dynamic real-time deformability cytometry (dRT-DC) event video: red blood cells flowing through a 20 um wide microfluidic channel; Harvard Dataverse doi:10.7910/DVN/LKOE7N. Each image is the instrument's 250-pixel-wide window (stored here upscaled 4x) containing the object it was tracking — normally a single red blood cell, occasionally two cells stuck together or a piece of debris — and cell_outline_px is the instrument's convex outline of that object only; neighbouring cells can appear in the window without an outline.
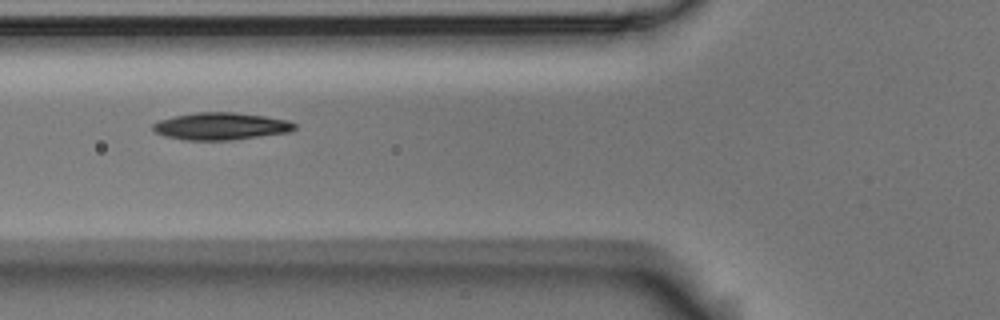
{"species": "Egyptian fruit bat (a non-hibernating species)", "species_latin": "Rousettus aegyptiacus", "temperature_condition": "room temperature", "stored_images_in_passage": 11, "camera_frame_rate_fps": 3000, "um_per_image_px": 0.085, "animal": {"sex": "male"}, "frame": {"image": 1, "passage_image": 6, "time_ms": 1.667, "image_size_px": [1000, 320], "cell_outline_px": [[296, 128], [288, 132], [232, 140], [184, 140], [164, 136], [156, 132], [152, 128], [152, 124], [160, 120], [176, 116], [196, 112], [236, 112], [264, 116], [288, 120], [296, 124]], "centroid_in_image_um": [18.77, 10.73], "position_along_channel_um": 107.0, "area_um2": 22.43}}
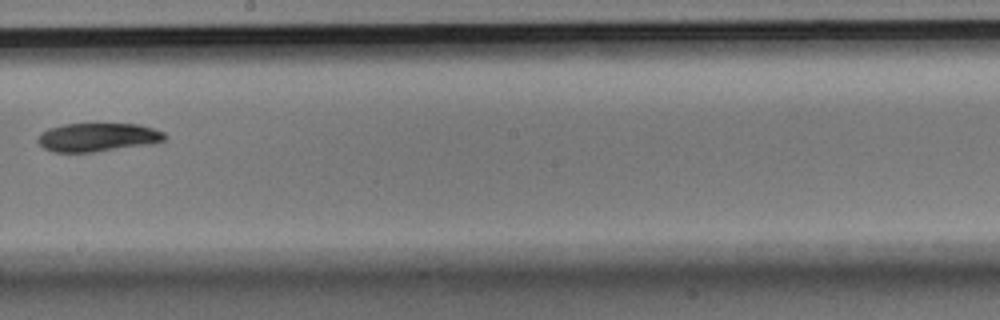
{"frame": {"image": 2, "passage_image": 9, "time_ms": 2.667, "image_size_px": [1000, 320], "cell_outline_px": [[168, 136], [164, 140], [148, 144], [92, 152], [52, 152], [44, 148], [36, 140], [40, 132], [48, 128], [64, 124], [140, 124], [164, 132]], "centroid_in_image_um": [8.27, 11.66], "position_along_channel_um": 239.9, "area_um2": 21.04}}
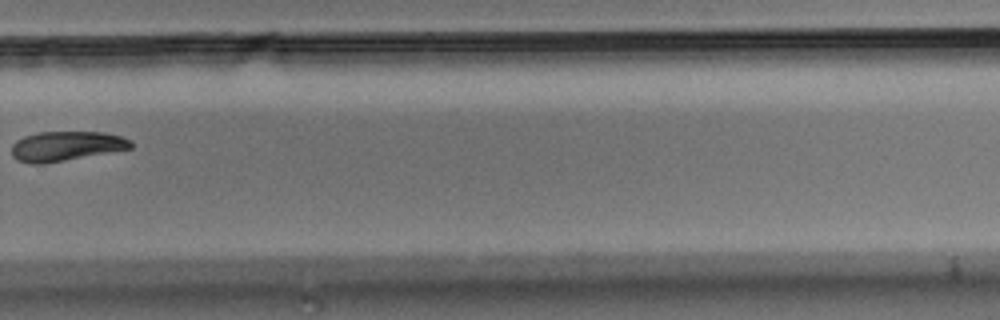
{"frame": {"image": 3, "passage_image": 11, "time_ms": 3.333, "image_size_px": [1000, 320], "cell_outline_px": [[132, 148], [44, 164], [32, 164], [16, 160], [12, 156], [12, 144], [16, 140], [24, 136], [36, 132], [104, 132], [120, 136], [132, 140]], "centroid_in_image_um": [5.59, 12.42], "position_along_channel_um": 324.2, "area_um2": 20.69}}